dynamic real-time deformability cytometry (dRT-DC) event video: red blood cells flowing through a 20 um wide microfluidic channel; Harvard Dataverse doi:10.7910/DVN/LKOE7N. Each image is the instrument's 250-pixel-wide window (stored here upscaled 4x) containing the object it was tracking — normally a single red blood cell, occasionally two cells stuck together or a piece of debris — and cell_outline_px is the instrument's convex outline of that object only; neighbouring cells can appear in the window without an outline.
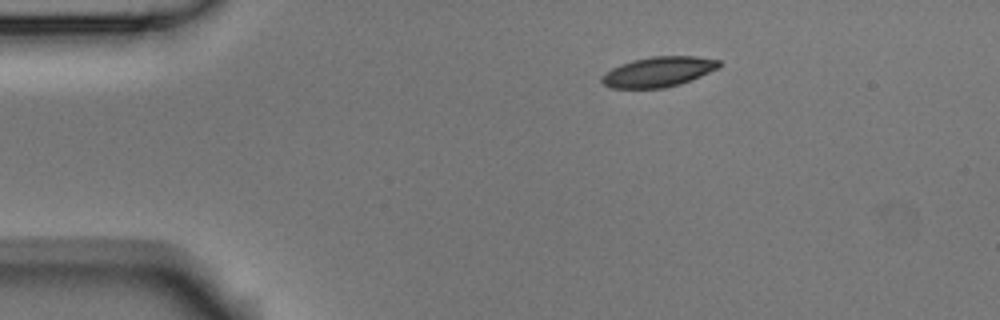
{"species": "Egyptian fruit bat (a non-hibernating species)", "species_latin": "Rousettus aegyptiacus", "temperature_condition": "room temperature", "stored_images_in_passage": 3, "camera_frame_rate_fps": 3000, "um_per_image_px": 0.085, "animal": {"sex": "male"}, "frame": {"image": 1, "passage_image": 1, "time_ms": 0.0, "image_size_px": [1000, 320], "cell_outline_px": [[720, 68], [680, 84], [664, 88], [612, 88], [604, 84], [600, 80], [600, 76], [612, 68], [620, 64], [632, 60], [652, 56], [696, 56], [720, 60]], "centroid_in_image_um": [55.96, 6.1], "position_along_channel_um": 29.0, "area_um2": 20.63}}
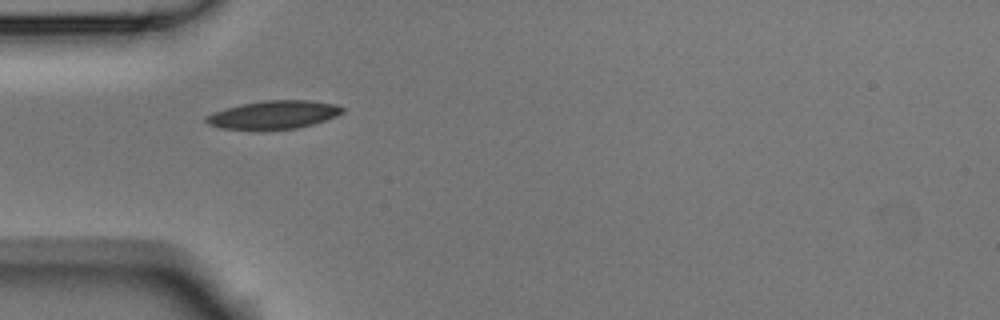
{"frame": {"image": 2, "passage_image": 3, "time_ms": 0.667, "image_size_px": [1000, 320], "cell_outline_px": [[344, 112], [336, 116], [312, 124], [296, 128], [220, 128], [208, 124], [204, 120], [204, 116], [212, 112], [224, 108], [240, 104], [264, 100], [308, 100], [332, 104], [344, 108]], "centroid_in_image_um": [23.21, 9.73], "position_along_channel_um": 61.8, "area_um2": 21.96}}